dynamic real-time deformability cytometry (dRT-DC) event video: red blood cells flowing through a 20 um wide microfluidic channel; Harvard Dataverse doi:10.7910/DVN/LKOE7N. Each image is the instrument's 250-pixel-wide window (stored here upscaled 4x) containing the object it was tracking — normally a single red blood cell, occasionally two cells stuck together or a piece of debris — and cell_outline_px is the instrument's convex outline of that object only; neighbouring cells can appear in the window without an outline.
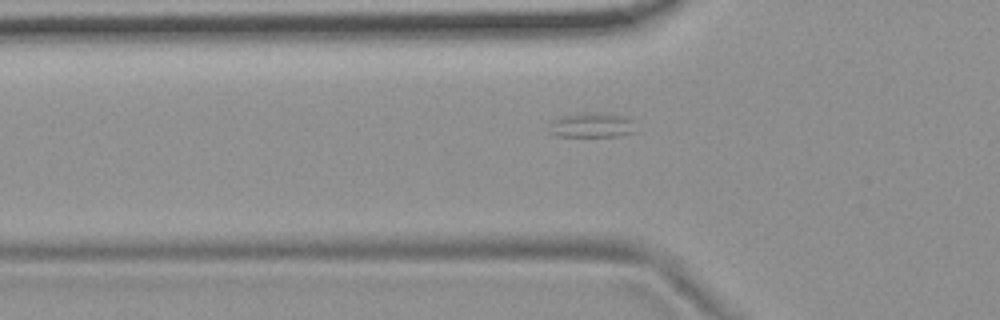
{"species": "common noctule bat (a hibernating species)", "species_latin": "Nyctalus noctula", "temperature_condition": "room temperature", "stored_images_in_passage": 40, "segment_of_instrument_passage": [1, 2], "camera_frame_rate_fps": 3000, "um_per_image_px": 0.085, "animal": {"sex": "female", "body_mass_g": 19.9}, "frame": {"image": 1, "passage_image": 9, "time_ms": 2.667, "image_size_px": [1000, 320], "cell_outline_px": [[636, 132], [616, 136], [556, 136], [548, 132], [552, 120], [560, 116], [596, 112], [628, 116], [632, 120]], "centroid_in_image_um": [50.31, 10.64], "position_along_channel_um": 75.5, "area_um2": 12.54}}
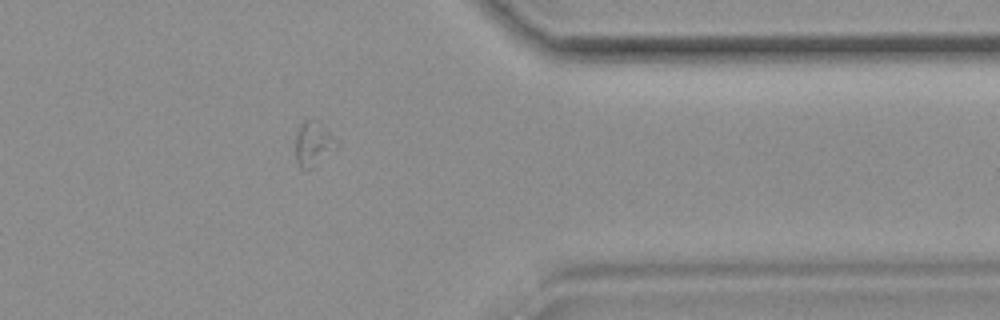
{"frame": {"image": 2, "passage_image": 35, "time_ms": 11.333, "image_size_px": [1000, 320], "cell_outline_px": [[340, 144], [312, 168], [300, 168], [296, 160], [296, 136], [304, 120], [320, 120]], "centroid_in_image_um": [26.66, 12.2], "position_along_channel_um": 384.7, "area_um2": 10.52}}